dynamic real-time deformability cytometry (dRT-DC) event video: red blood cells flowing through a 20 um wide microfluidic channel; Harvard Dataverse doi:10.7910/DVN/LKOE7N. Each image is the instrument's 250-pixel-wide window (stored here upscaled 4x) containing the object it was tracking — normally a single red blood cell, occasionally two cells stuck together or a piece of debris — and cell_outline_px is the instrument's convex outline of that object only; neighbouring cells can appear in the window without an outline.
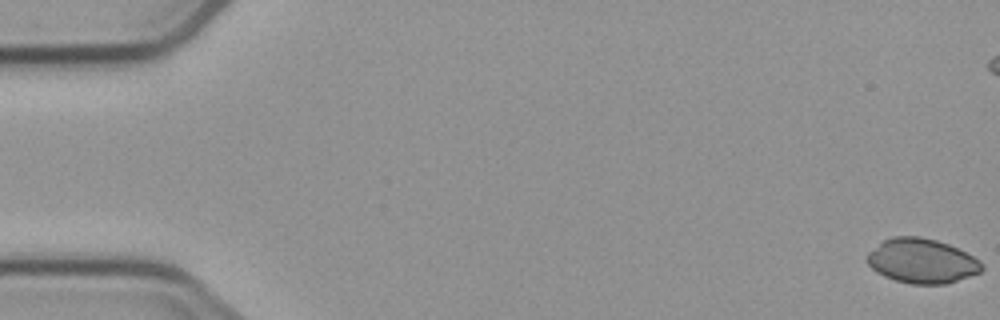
{"species": "common noctule bat (a hibernating species)", "species_latin": "Nyctalus noctula", "temperature_condition": "cold", "stored_images_in_passage": 3, "camera_frame_rate_fps": 3000, "um_per_image_px": 0.085, "animal": {"sex": "male", "body_mass_g": 23.1, "forearm_length_mm": 52.7}, "frame": {"image": 1, "passage_image": 1, "time_ms": 0.0, "image_size_px": [1000, 320], "cell_outline_px": [[984, 268], [980, 272], [944, 284], [912, 284], [896, 280], [884, 276], [876, 272], [864, 260], [868, 252], [884, 240], [892, 236], [920, 236], [936, 240], [948, 244], [980, 260], [984, 264]], "centroid_in_image_um": [78.32, 22.17], "position_along_channel_um": 6.7, "area_um2": 29.71}}